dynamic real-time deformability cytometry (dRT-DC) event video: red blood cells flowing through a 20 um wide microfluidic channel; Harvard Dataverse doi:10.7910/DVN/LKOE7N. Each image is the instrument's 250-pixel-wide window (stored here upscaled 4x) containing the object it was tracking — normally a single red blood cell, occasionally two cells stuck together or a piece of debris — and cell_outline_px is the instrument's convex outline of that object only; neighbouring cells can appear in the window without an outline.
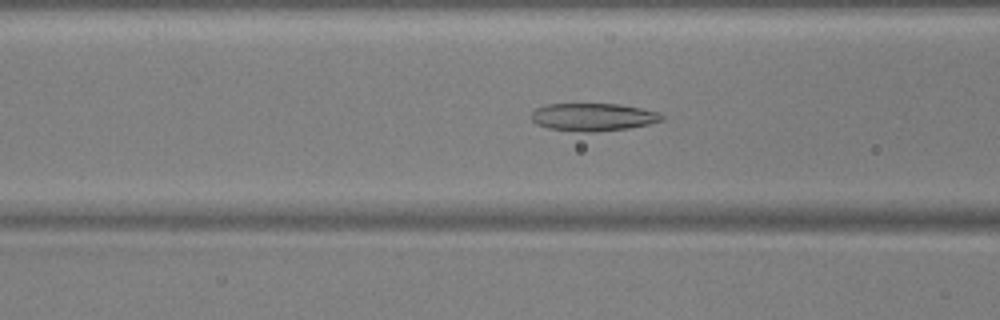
{"species": "common noctule bat (a hibernating species)", "species_latin": "Nyctalus noctula", "temperature_condition": "warm", "stored_images_in_passage": 54, "camera_frame_rate_fps": 3000, "um_per_image_px": 0.085, "animal": {"sex": "male", "body_mass_g": 17.9, "forearm_length_mm": 54.2}, "frame": {"image": 1, "passage_image": 22, "time_ms": 7.0, "image_size_px": [1000, 320], "cell_outline_px": [[664, 120], [648, 124], [628, 128], [592, 132], [584, 132], [548, 128], [536, 124], [532, 120], [532, 112], [536, 108], [544, 104], [620, 104], [640, 108], [656, 112], [664, 116]], "centroid_in_image_um": [50.39, 9.94], "position_along_channel_um": 116.2, "area_um2": 20.98}}
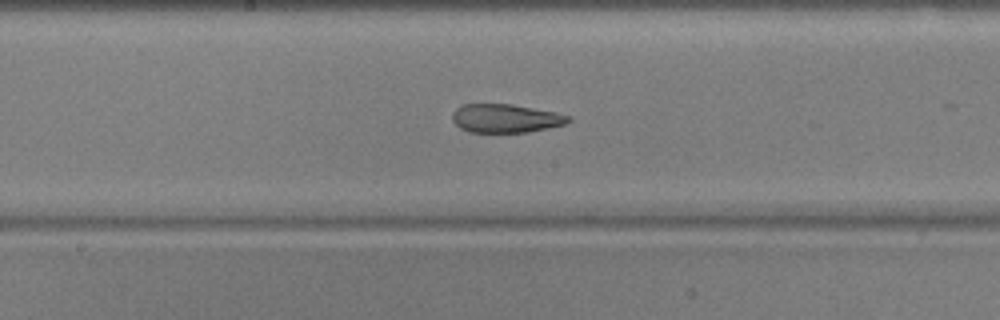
{"frame": {"image": 2, "passage_image": 29, "time_ms": 9.333, "image_size_px": [1000, 320], "cell_outline_px": [[572, 120], [564, 124], [548, 128], [528, 132], [468, 132], [460, 128], [452, 120], [452, 112], [456, 108], [464, 104], [512, 104], [556, 112], [572, 116]], "centroid_in_image_um": [42.99, 10.06], "position_along_channel_um": 205.2, "area_um2": 19.42}}
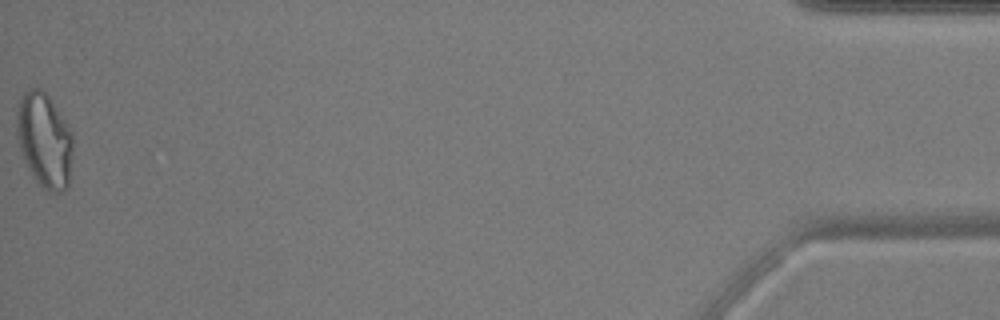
{"frame": {"image": 3, "passage_image": 54, "time_ms": 17.667, "image_size_px": [1000, 320], "cell_outline_px": [[72, 152], [68, 188], [60, 192], [48, 192], [32, 176], [24, 160], [16, 136], [16, 104], [20, 96], [28, 88], [40, 88], [48, 96], [72, 132]], "centroid_in_image_um": [3.74, 11.91], "position_along_channel_um": 431.5, "area_um2": 31.15}, "authors_computed_cell_mechanics": {"area_um2": 23.0622, "velocity_mm_per_s": 3.8057, "shape_relaxation_time_tau1_ms": null, "shape_relaxation_time_tau2_ms": 2.6665, "deformation_change_tau1": null, "deformation_change_tau2": 0.0951}}